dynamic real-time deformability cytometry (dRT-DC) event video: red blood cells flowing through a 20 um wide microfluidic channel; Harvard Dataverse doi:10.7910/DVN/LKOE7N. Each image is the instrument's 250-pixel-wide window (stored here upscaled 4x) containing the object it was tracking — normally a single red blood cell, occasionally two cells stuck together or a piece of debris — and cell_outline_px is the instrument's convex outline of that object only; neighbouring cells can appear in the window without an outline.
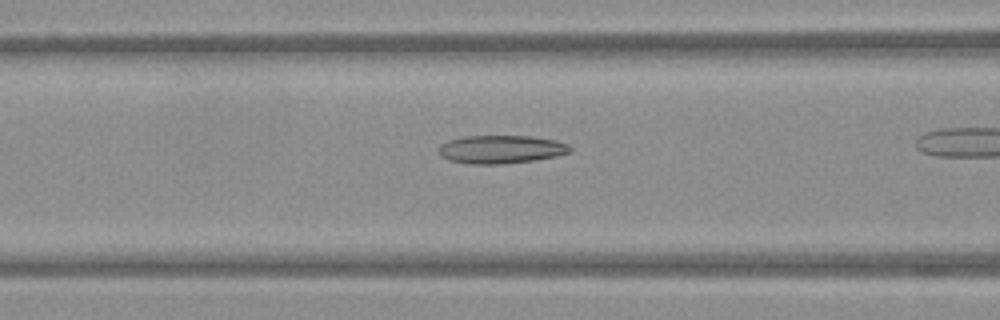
{"species": "Egyptian fruit bat (a non-hibernating species)", "species_latin": "Rousettus aegyptiacus", "temperature_condition": "warm", "stored_images_in_passage": 40, "camera_frame_rate_fps": 3000, "um_per_image_px": 0.085, "frame": {"image": 1, "passage_image": 19, "time_ms": 6.0, "image_size_px": [1000, 320], "cell_outline_px": [[572, 148], [568, 152], [556, 156], [532, 160], [504, 164], [468, 164], [448, 160], [440, 156], [440, 144], [448, 140], [464, 136], [528, 136], [556, 140], [568, 144]], "centroid_in_image_um": [42.55, 12.69], "position_along_channel_um": 124.0, "area_um2": 21.56}}
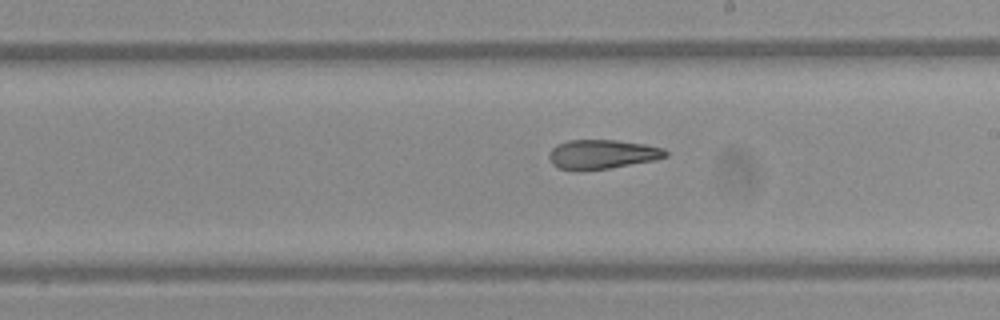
{"frame": {"image": 2, "passage_image": 28, "time_ms": 9.0, "image_size_px": [1000, 320], "cell_outline_px": [[668, 156], [656, 160], [608, 168], [580, 172], [572, 172], [556, 168], [552, 164], [548, 156], [552, 148], [556, 144], [568, 140], [616, 140], [644, 144], [664, 148], [668, 152]], "centroid_in_image_um": [51.14, 13.14], "position_along_channel_um": 237.9, "area_um2": 20.35}}
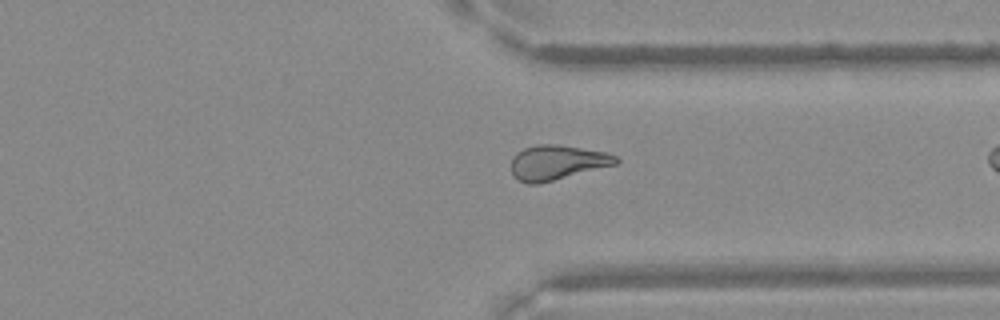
{"frame": {"image": 3, "passage_image": 38, "time_ms": 12.333, "image_size_px": [1000, 320], "cell_outline_px": [[620, 160], [616, 164], [540, 184], [528, 184], [512, 176], [512, 156], [516, 152], [524, 148], [536, 144], [556, 144], [608, 152], [616, 156]], "centroid_in_image_um": [47.34, 13.81], "position_along_channel_um": 364.1, "area_um2": 21.33}}